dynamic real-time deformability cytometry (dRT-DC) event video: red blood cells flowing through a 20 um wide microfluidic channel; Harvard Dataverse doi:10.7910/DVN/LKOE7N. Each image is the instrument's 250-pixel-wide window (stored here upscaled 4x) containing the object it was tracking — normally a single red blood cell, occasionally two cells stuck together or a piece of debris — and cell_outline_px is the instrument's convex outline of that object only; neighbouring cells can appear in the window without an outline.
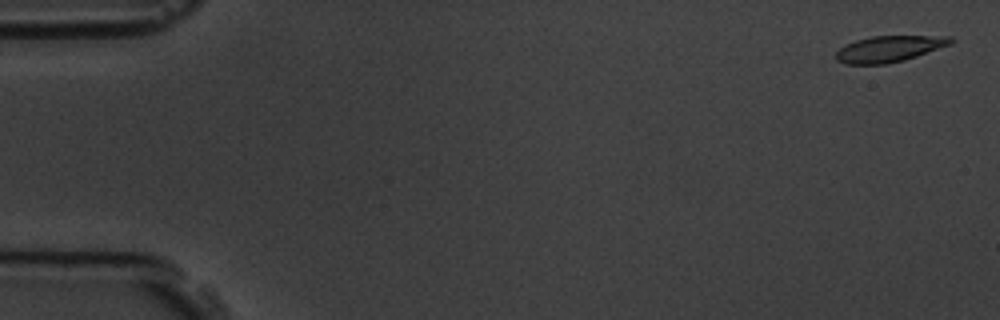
{"species": "common noctule bat (a hibernating species)", "species_latin": "Nyctalus noctula", "temperature_condition": "room temperature", "stored_images_in_passage": 5, "camera_frame_rate_fps": 3000, "um_per_image_px": 0.085, "animal": {"sex": "male", "body_mass_g": 19.5, "forearm_length_mm": 54.6}, "frame": {"image": 1, "passage_image": 1, "time_ms": 0.0, "image_size_px": [1000, 320], "cell_outline_px": [[956, 40], [952, 44], [904, 60], [888, 64], [844, 64], [836, 60], [836, 52], [844, 44], [856, 40], [872, 36], [952, 36]], "centroid_in_image_um": [75.59, 4.15], "position_along_channel_um": 9.4, "area_um2": 17.63}}
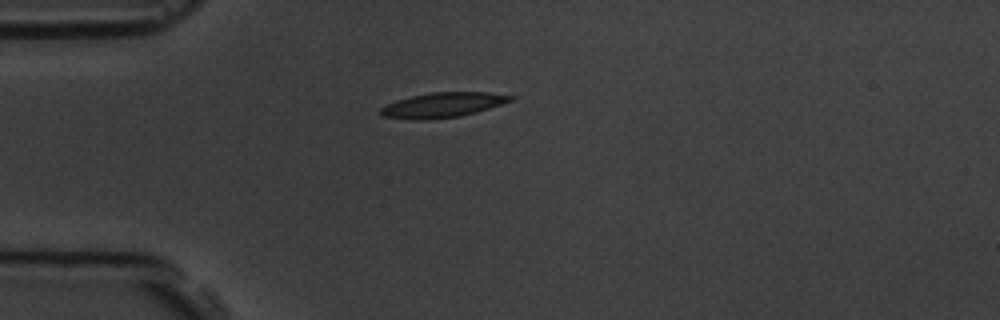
{"frame": {"image": 2, "passage_image": 5, "time_ms": 4.333, "image_size_px": [1000, 320], "cell_outline_px": [[516, 100], [476, 112], [460, 116], [420, 120], [416, 120], [380, 116], [380, 108], [396, 100], [428, 92], [488, 92], [516, 96]], "centroid_in_image_um": [37.67, 8.91], "position_along_channel_um": 47.3, "area_um2": 18.96}}